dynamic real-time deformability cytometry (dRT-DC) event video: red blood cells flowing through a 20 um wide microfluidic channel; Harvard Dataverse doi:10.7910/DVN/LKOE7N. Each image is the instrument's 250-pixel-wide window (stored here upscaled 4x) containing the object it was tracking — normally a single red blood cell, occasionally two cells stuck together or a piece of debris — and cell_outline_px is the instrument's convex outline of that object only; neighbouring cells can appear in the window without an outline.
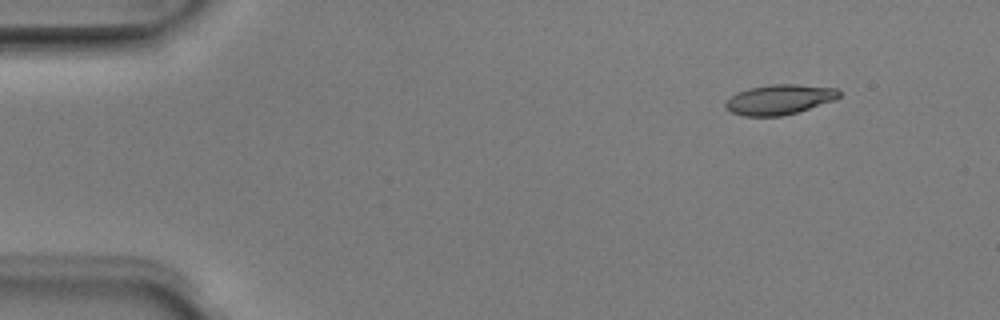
{"species": "Egyptian fruit bat (a non-hibernating species)", "species_latin": "Rousettus aegyptiacus", "temperature_condition": "room temperature", "stored_images_in_passage": 5, "camera_frame_rate_fps": 3000, "um_per_image_px": 0.085, "animal": {"sex": "male"}, "frame": {"image": 1, "passage_image": 1, "time_ms": 0.0, "image_size_px": [1000, 320], "cell_outline_px": [[840, 96], [836, 100], [796, 112], [780, 116], [744, 116], [732, 112], [724, 108], [724, 104], [736, 92], [748, 88], [772, 84], [796, 84], [836, 88], [840, 92]], "centroid_in_image_um": [66.24, 8.45], "position_along_channel_um": 18.8, "area_um2": 19.83}}
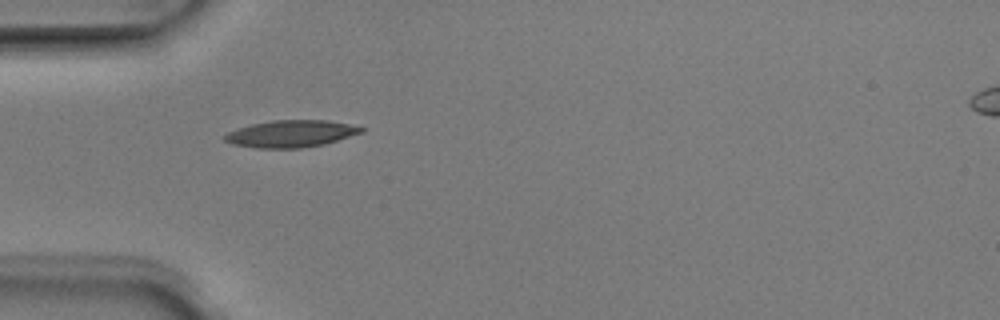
{"frame": {"image": 2, "passage_image": 4, "time_ms": 1.0, "image_size_px": [1000, 320], "cell_outline_px": [[364, 132], [324, 144], [300, 148], [256, 148], [232, 144], [224, 140], [224, 136], [228, 132], [252, 124], [272, 120], [328, 120], [348, 124], [364, 128]], "centroid_in_image_um": [24.74, 11.37], "position_along_channel_um": 60.3, "area_um2": 21.33}}
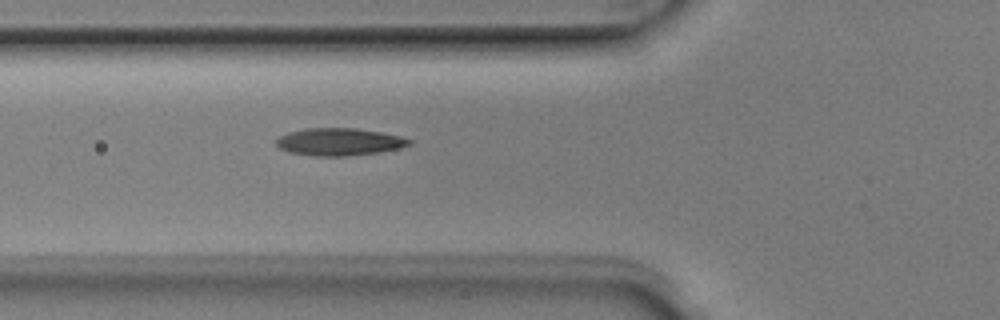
{"frame": {"image": 3, "passage_image": 5, "time_ms": 1.333, "image_size_px": [1000, 320], "cell_outline_px": [[412, 144], [396, 148], [376, 152], [344, 156], [316, 156], [288, 152], [280, 148], [276, 144], [276, 140], [280, 136], [288, 132], [304, 128], [356, 128], [380, 132], [400, 136], [412, 140]], "centroid_in_image_um": [28.79, 12.04], "position_along_channel_um": 97.0, "area_um2": 21.04}}